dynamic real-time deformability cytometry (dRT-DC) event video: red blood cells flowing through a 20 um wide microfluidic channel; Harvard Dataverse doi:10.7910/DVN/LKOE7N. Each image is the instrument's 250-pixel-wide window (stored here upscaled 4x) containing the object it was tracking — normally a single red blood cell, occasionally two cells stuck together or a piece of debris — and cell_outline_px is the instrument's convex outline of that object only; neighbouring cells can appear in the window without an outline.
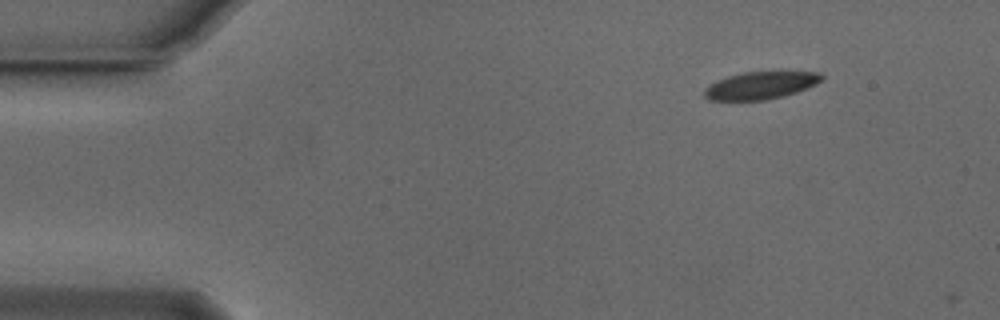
{"species": "Egyptian fruit bat (a non-hibernating species)", "species_latin": "Rousettus aegyptiacus", "temperature_condition": "cold", "stored_images_in_passage": 3, "camera_frame_rate_fps": 3000, "um_per_image_px": 0.085, "animal": {"sex": "male"}, "frame": {"image": 1, "passage_image": 1, "time_ms": 0.0, "image_size_px": [1000, 320], "cell_outline_px": [[824, 76], [816, 84], [808, 88], [784, 96], [764, 100], [708, 100], [704, 96], [704, 88], [716, 80], [728, 76], [744, 72], [820, 72]], "centroid_in_image_um": [64.63, 7.26], "position_along_channel_um": 20.4, "area_um2": 18.73}}